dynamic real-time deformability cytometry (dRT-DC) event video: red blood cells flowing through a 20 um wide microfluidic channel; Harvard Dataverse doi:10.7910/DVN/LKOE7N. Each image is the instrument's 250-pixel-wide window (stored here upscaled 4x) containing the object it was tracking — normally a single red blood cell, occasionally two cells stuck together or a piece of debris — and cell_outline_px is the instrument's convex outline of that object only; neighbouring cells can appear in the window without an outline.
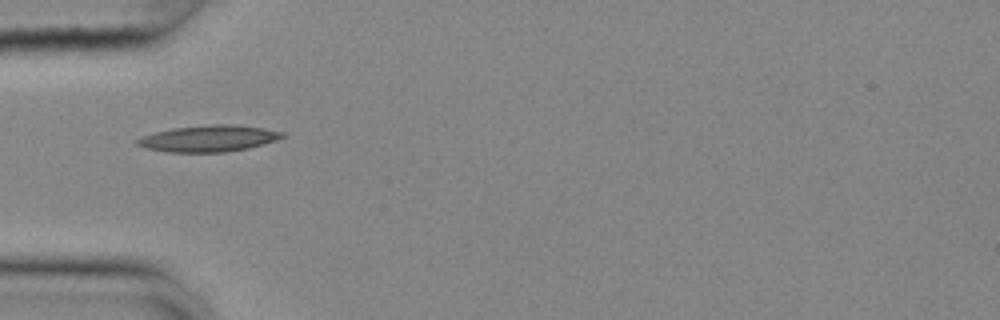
{"species": "common noctule bat (a hibernating species)", "species_latin": "Nyctalus noctula", "temperature_condition": "cold", "stored_images_in_passage": 28, "camera_frame_rate_fps": 3000, "um_per_image_px": 0.085, "animal": {"sex": "female", "body_mass_g": 25.1}, "frame": {"image": 1, "passage_image": 1, "time_ms": 0.0, "image_size_px": [1000, 320], "cell_outline_px": [[288, 136], [276, 140], [248, 148], [224, 152], [168, 152], [148, 148], [136, 144], [136, 140], [144, 136], [156, 132], [172, 128], [212, 124], [228, 124], [264, 128], [284, 132]], "centroid_in_image_um": [17.78, 11.76], "position_along_channel_um": 67.2, "area_um2": 22.14}}
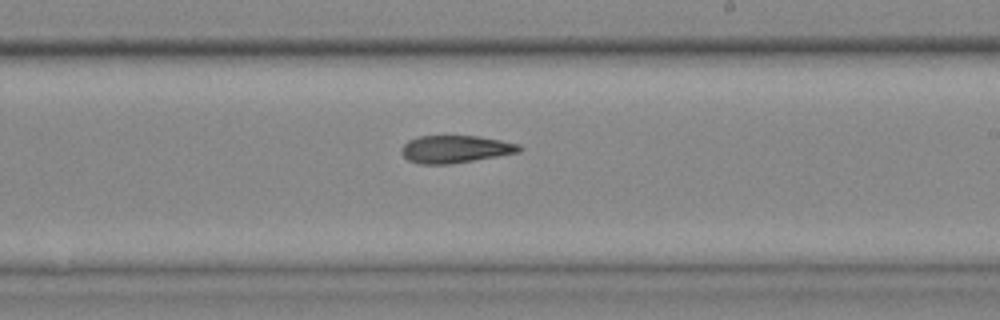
{"frame": {"image": 2, "passage_image": 16, "time_ms": 5.0, "image_size_px": [1000, 320], "cell_outline_px": [[524, 148], [520, 152], [448, 164], [420, 164], [408, 160], [400, 152], [400, 148], [408, 140], [416, 136], [476, 136], [500, 140], [520, 144]], "centroid_in_image_um": [38.67, 12.67], "position_along_channel_um": 250.3, "area_um2": 18.84}}
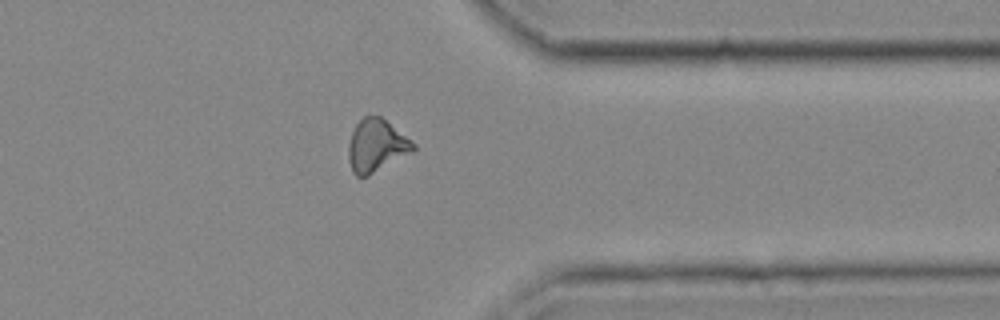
{"frame": {"image": 3, "passage_image": 27, "time_ms": 8.667, "image_size_px": [1000, 320], "cell_outline_px": [[416, 148], [412, 152], [368, 176], [356, 176], [352, 172], [348, 160], [348, 144], [352, 132], [356, 124], [364, 116], [380, 116], [416, 144]], "centroid_in_image_um": [31.97, 12.39], "position_along_channel_um": 379.4, "area_um2": 19.71}}